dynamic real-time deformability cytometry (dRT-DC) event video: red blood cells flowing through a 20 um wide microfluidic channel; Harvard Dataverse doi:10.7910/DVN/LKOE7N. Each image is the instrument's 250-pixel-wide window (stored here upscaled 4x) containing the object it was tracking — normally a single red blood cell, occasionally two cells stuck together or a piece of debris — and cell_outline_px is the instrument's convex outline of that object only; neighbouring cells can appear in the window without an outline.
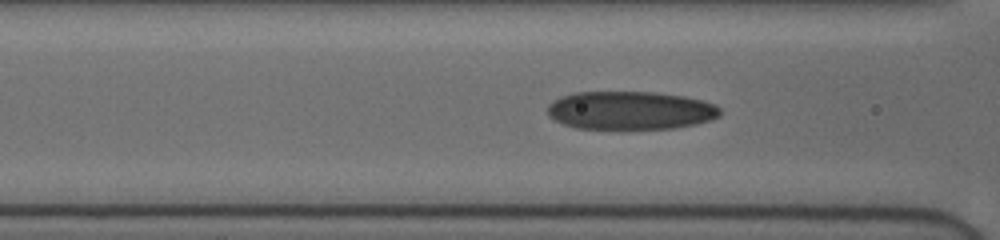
{"species": "human", "species_latin": "Homo sapiens", "temperature_condition": "cold", "stored_images_in_passage": 28, "camera_frame_rate_fps": 3000, "um_per_image_px": 0.085, "donor": {"sex": "female"}, "frame": {"image": 1, "passage_image": 5, "time_ms": 1.333, "image_size_px": [1000, 240], "cell_outline_px": [[720, 116], [696, 124], [672, 128], [576, 128], [552, 120], [548, 116], [548, 104], [552, 100], [560, 96], [576, 92], [656, 92], [684, 96], [716, 104], [720, 108]], "centroid_in_image_um": [53.54, 9.37], "position_along_channel_um": 113.1, "area_um2": 38.49}}
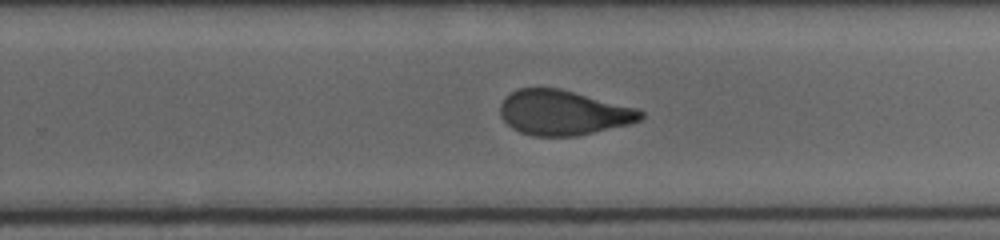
{"frame": {"image": 2, "passage_image": 18, "time_ms": 5.667, "image_size_px": [1000, 240], "cell_outline_px": [[644, 116], [640, 120], [628, 124], [576, 136], [532, 136], [520, 132], [512, 128], [500, 116], [500, 104], [504, 96], [520, 88], [560, 88], [640, 108], [644, 112]], "centroid_in_image_um": [47.88, 9.57], "position_along_channel_um": 281.9, "area_um2": 36.99}}
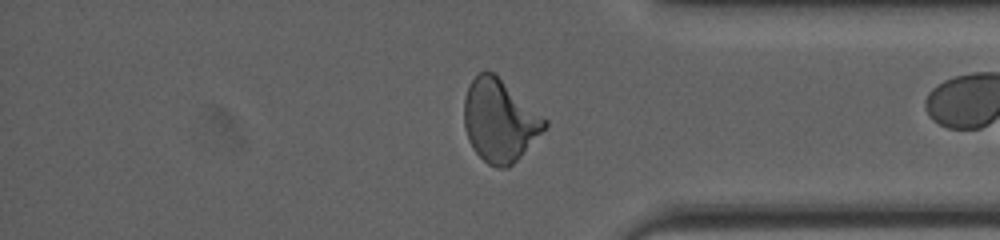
{"frame": {"image": 3, "passage_image": 27, "time_ms": 8.667, "image_size_px": [1000, 240], "cell_outline_px": [[548, 124], [520, 156], [508, 168], [496, 168], [488, 164], [472, 148], [468, 140], [464, 128], [464, 100], [468, 84], [480, 72], [492, 72], [548, 120]], "centroid_in_image_um": [42.43, 10.27], "position_along_channel_um": 392.8, "area_um2": 38.09}}